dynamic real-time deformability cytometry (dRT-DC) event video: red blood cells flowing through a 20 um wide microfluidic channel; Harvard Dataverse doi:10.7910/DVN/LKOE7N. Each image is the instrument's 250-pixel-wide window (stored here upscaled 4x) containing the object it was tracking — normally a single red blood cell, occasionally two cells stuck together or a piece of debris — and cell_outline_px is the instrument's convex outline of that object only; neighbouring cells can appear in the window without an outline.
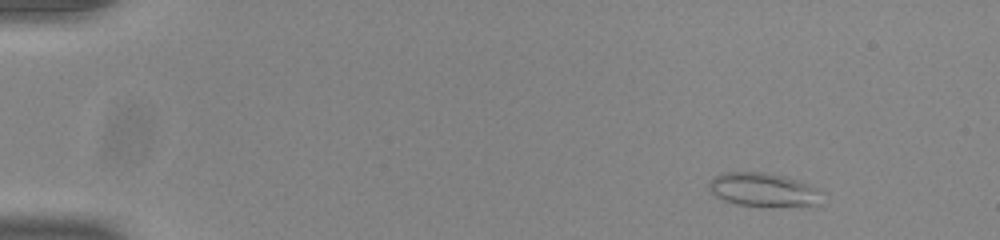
{"species": "common noctule bat (a hibernating species)", "species_latin": "Nyctalus noctula", "temperature_condition": "room temperature", "stored_images_in_passage": 48, "camera_frame_rate_fps": 3000, "um_per_image_px": 0.085, "animal": {"sex": "male", "body_mass_g": 20.0, "forearm_length_mm": 53.3}, "frame": {"image": 1, "passage_image": 1, "time_ms": 0.0, "image_size_px": [1000, 240], "cell_outline_px": [[820, 204], [736, 204], [724, 200], [716, 196], [708, 188], [708, 180], [712, 176], [724, 172], [768, 172], [784, 176], [808, 184], [816, 188]], "centroid_in_image_um": [64.73, 16.06], "position_along_channel_um": 20.3, "area_um2": 21.21}}
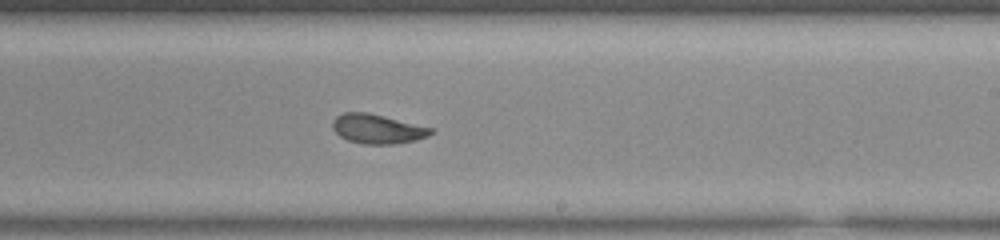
{"frame": {"image": 2, "passage_image": 28, "time_ms": 9.0, "image_size_px": [1000, 240], "cell_outline_px": [[436, 132], [428, 136], [416, 140], [392, 144], [364, 144], [348, 140], [340, 136], [332, 128], [332, 120], [336, 116], [344, 112], [364, 112], [384, 116], [432, 128]], "centroid_in_image_um": [32.07, 10.96], "position_along_channel_um": 256.9, "area_um2": 16.76}}
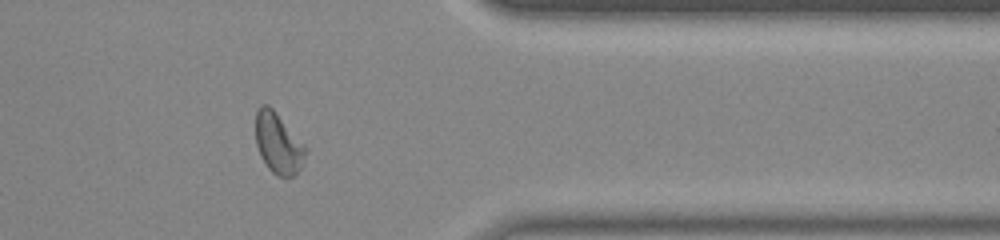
{"frame": {"image": 3, "passage_image": 39, "time_ms": 12.667, "image_size_px": [1000, 240], "cell_outline_px": [[308, 148], [300, 168], [292, 176], [276, 176], [268, 168], [260, 156], [256, 144], [256, 112], [264, 104], [268, 104], [272, 108]], "centroid_in_image_um": [23.65, 12.19], "position_along_channel_um": 387.8, "area_um2": 17.46}, "authors_computed_cell_mechanics": {"area_um2": 17.6001, "velocity_mm_per_s": 3.8806, "shape_relaxation_time_tau1_ms": 5.7915, "shape_relaxation_time_tau2_ms": 1.5789, "deformation_change_tau1": 0.16, "deformation_change_tau2": 0.074}}